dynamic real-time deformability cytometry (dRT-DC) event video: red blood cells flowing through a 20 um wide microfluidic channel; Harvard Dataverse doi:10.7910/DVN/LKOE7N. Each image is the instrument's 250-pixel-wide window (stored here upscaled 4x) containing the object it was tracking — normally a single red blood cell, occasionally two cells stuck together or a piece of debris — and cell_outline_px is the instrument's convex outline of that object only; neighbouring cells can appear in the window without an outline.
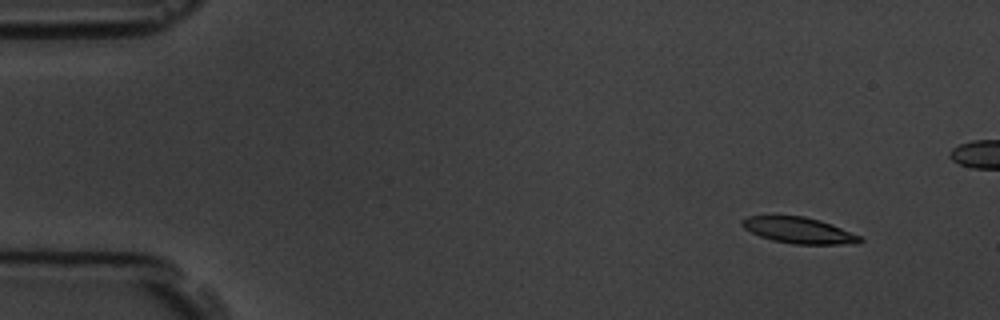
{"species": "common noctule bat (a hibernating species)", "species_latin": "Nyctalus noctula", "temperature_condition": "room temperature", "stored_images_in_passage": 9, "camera_frame_rate_fps": 3000, "um_per_image_px": 0.085, "animal": {"sex": "male", "body_mass_g": 19.5, "forearm_length_mm": 54.6}, "frame": {"image": 1, "passage_image": 2, "time_ms": 1.0, "image_size_px": [1000, 320], "cell_outline_px": [[864, 240], [856, 244], [792, 244], [772, 240], [760, 236], [744, 228], [740, 224], [740, 220], [748, 216], [804, 216], [820, 220], [832, 224], [860, 236]], "centroid_in_image_um": [67.9, 19.58], "position_along_channel_um": 17.1, "area_um2": 17.92}}
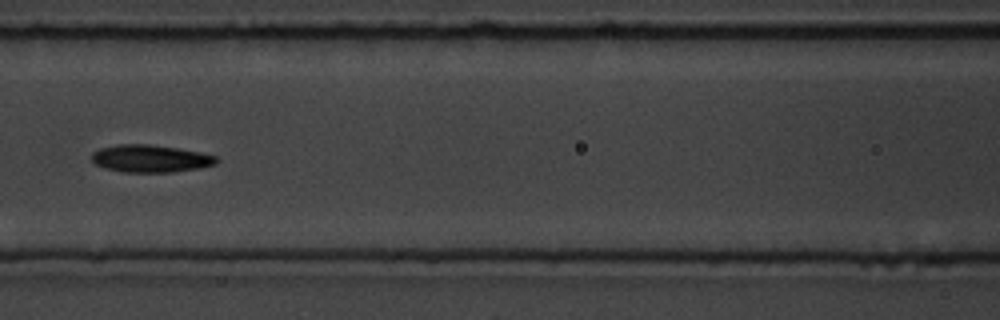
{"frame": {"image": 2, "passage_image": 7, "time_ms": 7.667, "image_size_px": [1000, 320], "cell_outline_px": [[220, 160], [216, 164], [200, 168], [172, 172], [124, 172], [104, 168], [96, 164], [92, 160], [92, 152], [100, 148], [120, 144], [148, 144], [176, 148], [200, 152], [216, 156]], "centroid_in_image_um": [12.8, 13.48], "position_along_channel_um": 153.8, "area_um2": 19.94}}
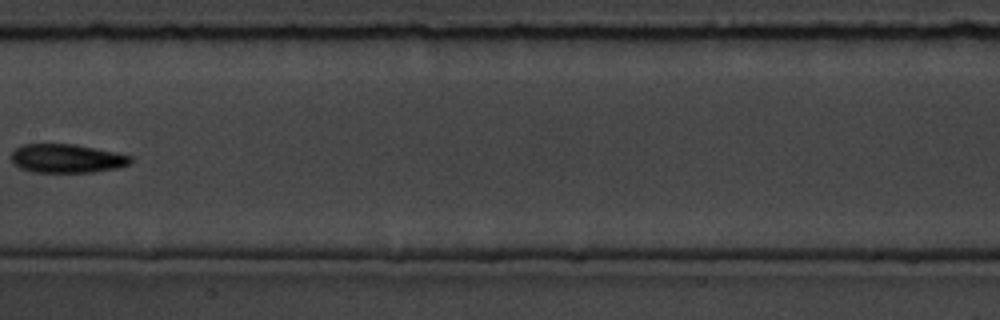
{"frame": {"image": 3, "passage_image": 8, "time_ms": 9.0, "image_size_px": [1000, 320], "cell_outline_px": [[132, 164], [116, 168], [92, 172], [32, 172], [20, 168], [12, 164], [12, 152], [16, 148], [24, 144], [72, 144], [116, 152], [132, 156]], "centroid_in_image_um": [5.68, 13.47], "position_along_channel_um": 201.7, "area_um2": 20.0}}